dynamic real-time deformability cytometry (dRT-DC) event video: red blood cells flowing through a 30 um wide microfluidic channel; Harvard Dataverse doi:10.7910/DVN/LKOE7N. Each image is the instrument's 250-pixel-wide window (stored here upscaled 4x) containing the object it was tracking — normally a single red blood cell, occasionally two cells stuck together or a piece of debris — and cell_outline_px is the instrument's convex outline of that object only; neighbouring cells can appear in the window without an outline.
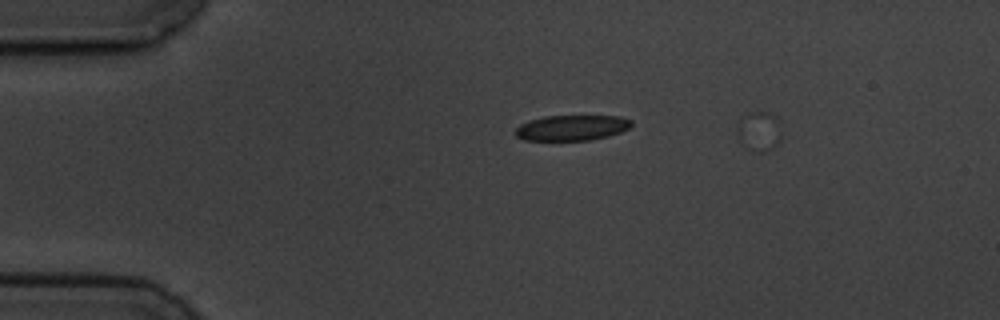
{"species": "common noctule bat (a hibernating species)", "species_latin": "Nyctalus noctula", "temperature_condition": "cold", "stored_images_in_passage": 2, "camera_frame_rate_fps": 3000, "um_per_image_px": 0.085, "animal": {"sex": "male", "body_mass_g": 19.5, "forearm_length_mm": 54.6}, "frame": {"image": 1, "passage_image": 1, "time_ms": 0.0, "image_size_px": [1000, 320], "cell_outline_px": [[632, 124], [628, 128], [620, 132], [608, 136], [588, 140], [524, 140], [516, 136], [516, 128], [520, 124], [528, 120], [544, 116], [620, 116], [632, 120]], "centroid_in_image_um": [48.59, 10.85], "position_along_channel_um": 36.4, "area_um2": 17.17}}